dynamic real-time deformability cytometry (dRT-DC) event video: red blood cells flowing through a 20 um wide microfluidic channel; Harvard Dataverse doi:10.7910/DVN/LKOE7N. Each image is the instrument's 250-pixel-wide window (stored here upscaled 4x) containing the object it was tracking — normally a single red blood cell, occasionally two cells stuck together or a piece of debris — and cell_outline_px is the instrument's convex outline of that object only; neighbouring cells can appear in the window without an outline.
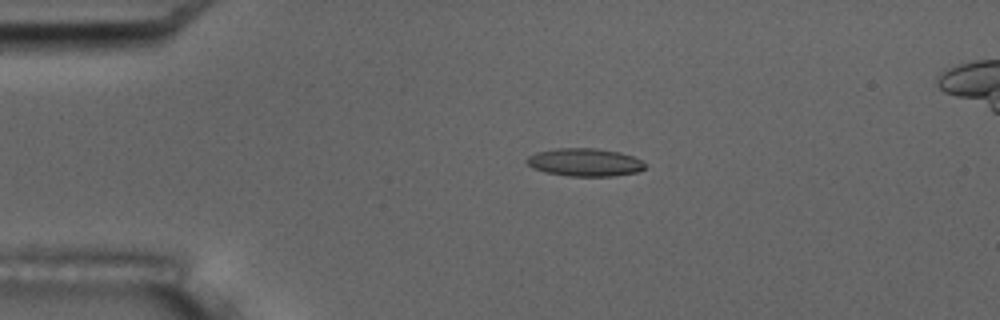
{"species": "common noctule bat (a hibernating species)", "species_latin": "Nyctalus noctula", "temperature_condition": "room temperature", "stored_images_in_passage": 7, "camera_frame_rate_fps": 3000, "um_per_image_px": 0.085, "animal": {"sex": "male", "body_mass_g": 17.5, "forearm_length_mm": 52.3}, "frame": {"image": 1, "passage_image": 1, "time_ms": 0.0, "image_size_px": [1000, 320], "cell_outline_px": [[648, 168], [636, 172], [616, 176], [568, 176], [544, 172], [532, 168], [524, 160], [528, 156], [536, 152], [556, 148], [596, 148], [620, 152], [632, 156], [648, 164]], "centroid_in_image_um": [49.71, 13.8], "position_along_channel_um": 35.3, "area_um2": 19.54}}
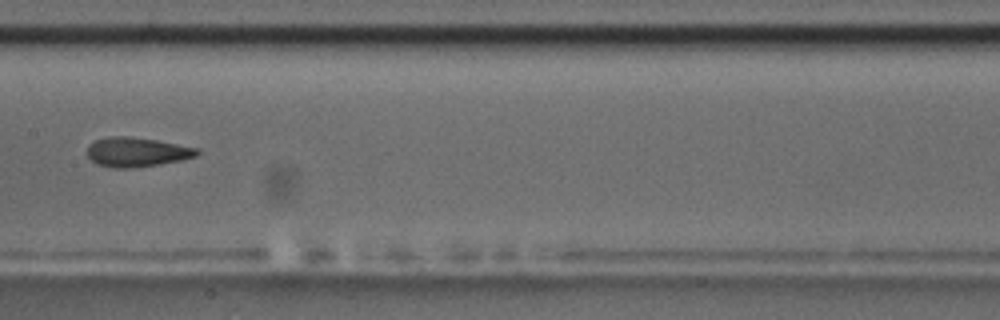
{"frame": {"image": 2, "passage_image": 6, "time_ms": 5.667, "image_size_px": [1000, 320], "cell_outline_px": [[200, 152], [196, 156], [180, 160], [160, 164], [136, 168], [112, 168], [96, 164], [88, 156], [88, 144], [96, 140], [108, 136], [128, 136], [156, 140], [200, 148]], "centroid_in_image_um": [11.63, 12.93], "position_along_channel_um": 195.8, "area_um2": 18.96}}